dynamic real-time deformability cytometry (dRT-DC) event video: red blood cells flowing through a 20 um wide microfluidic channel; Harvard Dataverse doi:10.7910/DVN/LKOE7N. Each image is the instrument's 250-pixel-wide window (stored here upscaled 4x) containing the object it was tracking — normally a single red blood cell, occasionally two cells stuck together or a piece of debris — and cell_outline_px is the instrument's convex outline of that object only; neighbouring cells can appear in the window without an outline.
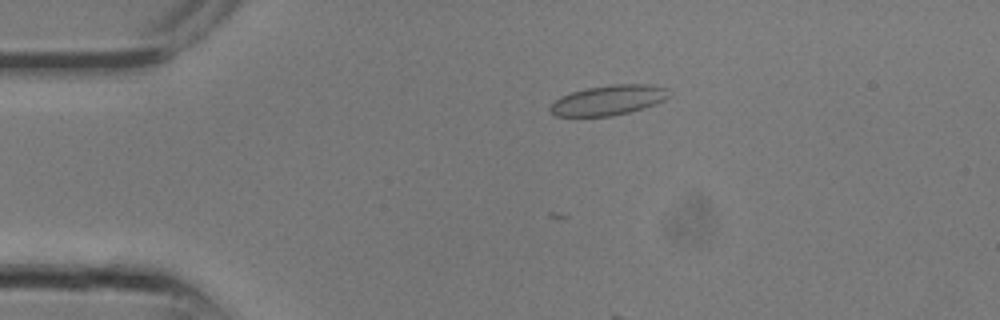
{"species": "common noctule bat (a hibernating species)", "species_latin": "Nyctalus noctula", "temperature_condition": "room temperature", "stored_images_in_passage": 8, "camera_frame_rate_fps": 3000, "um_per_image_px": 0.085, "animal": {"sex": "male", "body_mass_g": 13.3}, "frame": {"image": 1, "passage_image": 5, "time_ms": 1.333, "image_size_px": [1000, 320], "cell_outline_px": [[668, 96], [664, 100], [644, 108], [612, 116], [556, 116], [548, 108], [560, 96], [584, 88], [612, 84], [648, 84], [664, 88]], "centroid_in_image_um": [51.67, 8.51], "position_along_channel_um": 33.3, "area_um2": 20.52}}